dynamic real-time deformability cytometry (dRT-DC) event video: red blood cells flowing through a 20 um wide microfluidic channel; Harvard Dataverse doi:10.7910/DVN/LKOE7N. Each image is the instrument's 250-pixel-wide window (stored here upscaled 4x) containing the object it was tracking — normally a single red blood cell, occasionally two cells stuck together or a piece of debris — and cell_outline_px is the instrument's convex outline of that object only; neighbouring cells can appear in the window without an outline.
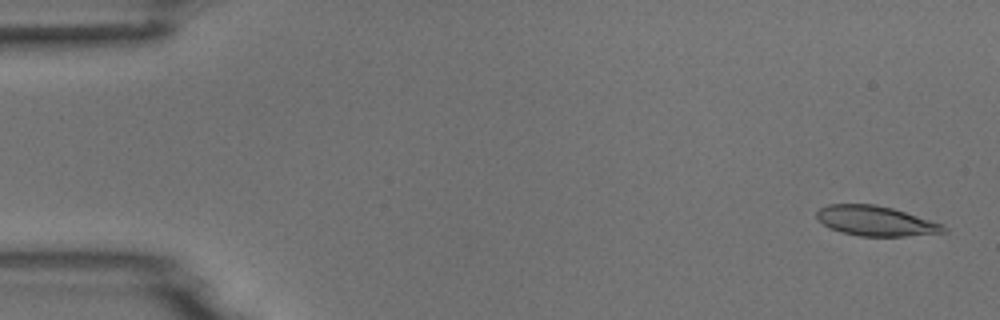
{"species": "common noctule bat (a hibernating species)", "species_latin": "Nyctalus noctula", "temperature_condition": "room temperature", "stored_images_in_passage": 4, "camera_frame_rate_fps": 3000, "um_per_image_px": 0.085, "animal": {"sex": "male", "body_mass_g": 18.8}, "frame": {"image": 1, "passage_image": 1, "time_ms": 0.0, "image_size_px": [1000, 320], "cell_outline_px": [[948, 232], [904, 236], [860, 236], [840, 232], [828, 228], [816, 216], [816, 212], [820, 208], [828, 204], [876, 204], [892, 208], [944, 224], [948, 228]], "centroid_in_image_um": [74.45, 18.78], "position_along_channel_um": 10.5, "area_um2": 22.2}}
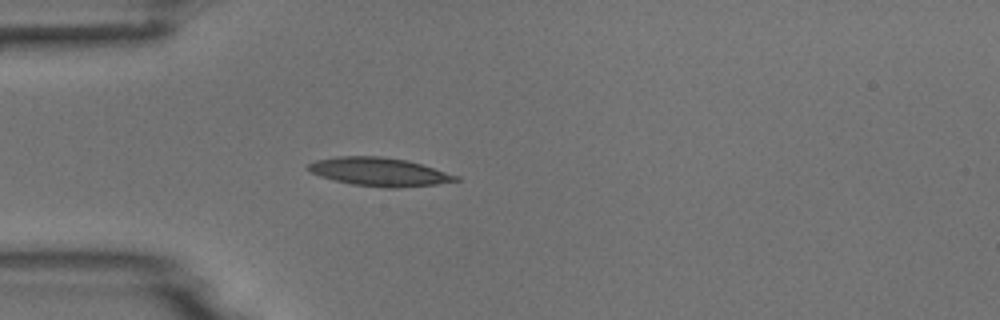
{"frame": {"image": 2, "passage_image": 4, "time_ms": 4.333, "image_size_px": [1000, 320], "cell_outline_px": [[460, 180], [436, 184], [400, 188], [384, 188], [352, 184], [320, 176], [312, 172], [308, 168], [308, 164], [316, 160], [336, 156], [380, 156], [404, 160], [420, 164], [460, 176]], "centroid_in_image_um": [32.25, 14.61], "position_along_channel_um": 52.7, "area_um2": 24.22}}